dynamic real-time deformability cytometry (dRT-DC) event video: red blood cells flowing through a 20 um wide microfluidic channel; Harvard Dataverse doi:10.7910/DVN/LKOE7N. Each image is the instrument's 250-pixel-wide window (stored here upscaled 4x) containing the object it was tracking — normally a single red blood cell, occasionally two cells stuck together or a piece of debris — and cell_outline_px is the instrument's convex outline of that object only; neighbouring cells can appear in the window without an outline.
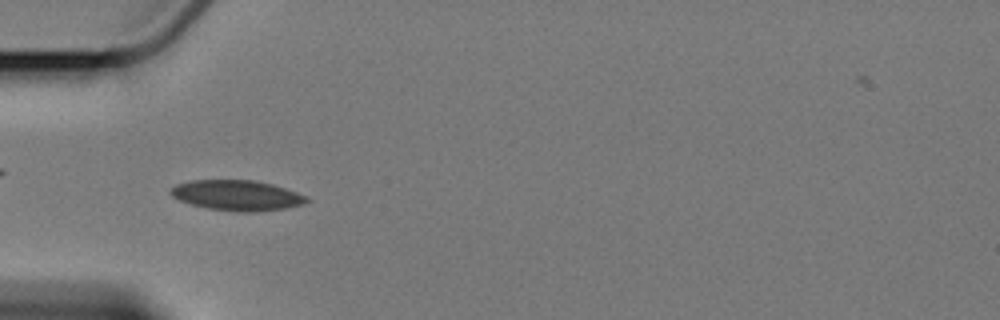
{"species": "Egyptian fruit bat (a non-hibernating species)", "species_latin": "Rousettus aegyptiacus", "temperature_condition": "cold", "stored_images_in_passage": 6, "camera_frame_rate_fps": 3000, "um_per_image_px": 0.085, "animal": {"sex": "female"}, "frame": {"image": 1, "passage_image": 5, "time_ms": 5.333, "image_size_px": [1000, 320], "cell_outline_px": [[308, 200], [304, 204], [284, 208], [248, 212], [236, 212], [208, 208], [192, 204], [180, 200], [172, 196], [168, 192], [168, 188], [176, 184], [188, 180], [256, 180], [272, 184], [308, 196]], "centroid_in_image_um": [20.09, 16.59], "position_along_channel_um": 64.9, "area_um2": 24.04}}
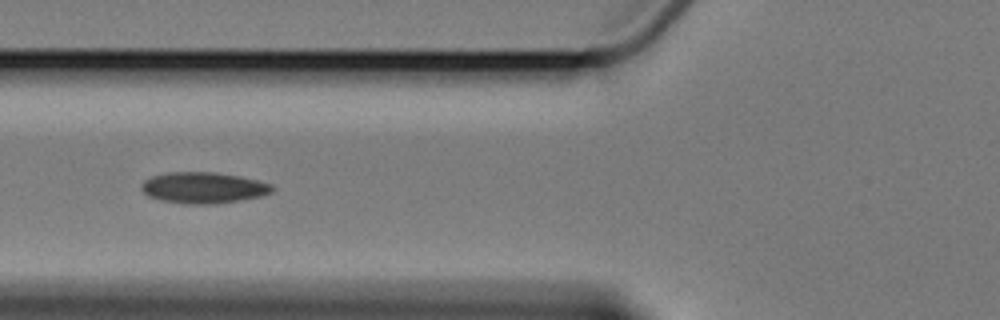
{"frame": {"image": 2, "passage_image": 6, "time_ms": 6.667, "image_size_px": [1000, 320], "cell_outline_px": [[276, 188], [272, 192], [260, 196], [240, 200], [216, 204], [184, 204], [160, 200], [148, 196], [140, 188], [140, 184], [144, 180], [152, 176], [168, 172], [216, 172], [240, 176], [272, 184]], "centroid_in_image_um": [17.28, 15.96], "position_along_channel_um": 108.5, "area_um2": 23.93}}